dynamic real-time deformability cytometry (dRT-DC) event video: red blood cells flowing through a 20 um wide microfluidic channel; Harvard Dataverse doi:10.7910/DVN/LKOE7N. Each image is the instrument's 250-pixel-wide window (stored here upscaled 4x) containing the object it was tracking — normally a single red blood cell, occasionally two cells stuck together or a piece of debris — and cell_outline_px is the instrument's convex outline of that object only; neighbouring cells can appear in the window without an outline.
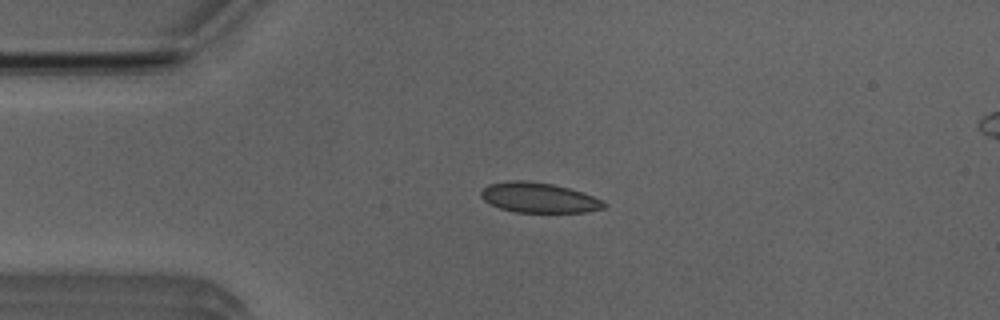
{"species": "Egyptian fruit bat (a non-hibernating species)", "species_latin": "Rousettus aegyptiacus", "temperature_condition": "room temperature", "stored_images_in_passage": 42, "camera_frame_rate_fps": 3000, "um_per_image_px": 0.085, "animal": {"sex": "male"}, "frame": {"image": 1, "passage_image": 2, "time_ms": 0.333, "image_size_px": [1000, 320], "cell_outline_px": [[608, 204], [604, 208], [584, 212], [516, 212], [500, 208], [484, 200], [480, 196], [480, 192], [488, 184], [508, 180], [524, 180], [552, 184], [584, 192], [604, 200]], "centroid_in_image_um": [45.82, 16.79], "position_along_channel_um": 39.2, "area_um2": 21.62}}
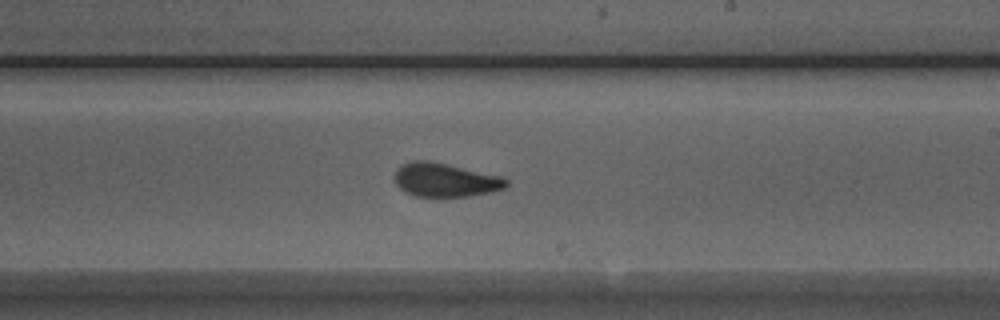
{"frame": {"image": 2, "passage_image": 20, "time_ms": 6.333, "image_size_px": [1000, 320], "cell_outline_px": [[508, 184], [504, 188], [492, 192], [468, 196], [416, 196], [404, 192], [396, 184], [396, 168], [412, 160], [428, 160], [504, 176], [508, 180]], "centroid_in_image_um": [37.87, 15.29], "position_along_channel_um": 251.1, "area_um2": 21.96}}
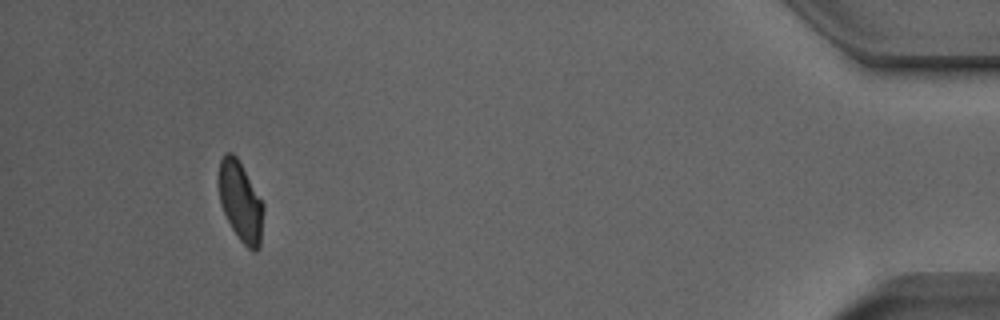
{"frame": {"image": 3, "passage_image": 38, "time_ms": 12.333, "image_size_px": [1000, 320], "cell_outline_px": [[264, 208], [260, 248], [256, 252], [252, 252], [240, 240], [232, 228], [224, 212], [220, 200], [220, 160], [228, 152], [232, 152], [236, 156], [264, 204]], "centroid_in_image_um": [20.49, 17.2], "position_along_channel_um": 414.7, "area_um2": 20.35}, "authors_computed_cell_mechanics": {"area_um2": 21.7617, "velocity_mm_per_s": 3.9501, "shape_relaxation_time_tau1_ms": 3.993, "shape_relaxation_time_tau2_ms": 1.2005, "deformation_change_tau1": 0.1322, "deformation_change_tau2": 0.0508}}